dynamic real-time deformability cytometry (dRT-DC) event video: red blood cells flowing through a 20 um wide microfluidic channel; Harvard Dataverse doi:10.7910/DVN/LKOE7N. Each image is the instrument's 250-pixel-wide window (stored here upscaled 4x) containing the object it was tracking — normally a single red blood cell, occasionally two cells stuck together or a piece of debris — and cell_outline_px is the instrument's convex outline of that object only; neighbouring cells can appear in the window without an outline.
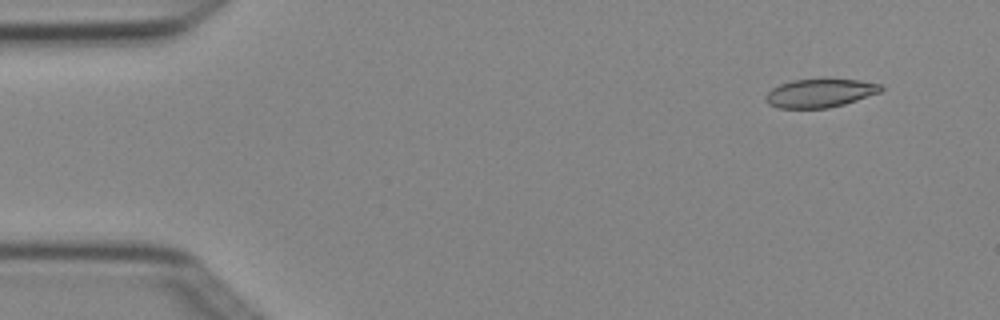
{"species": "Egyptian fruit bat (a non-hibernating species)", "species_latin": "Rousettus aegyptiacus", "temperature_condition": "cold", "stored_images_in_passage": 5, "camera_frame_rate_fps": 3000, "um_per_image_px": 0.085, "animal": {"sex": "female"}, "frame": {"image": 1, "passage_image": 2, "time_ms": 0.333, "image_size_px": [1000, 320], "cell_outline_px": [[884, 88], [880, 92], [844, 104], [828, 108], [780, 108], [768, 104], [764, 100], [764, 96], [772, 88], [780, 84], [792, 80], [824, 76], [860, 80], [880, 84]], "centroid_in_image_um": [69.69, 7.86], "position_along_channel_um": 15.3, "area_um2": 19.88}}
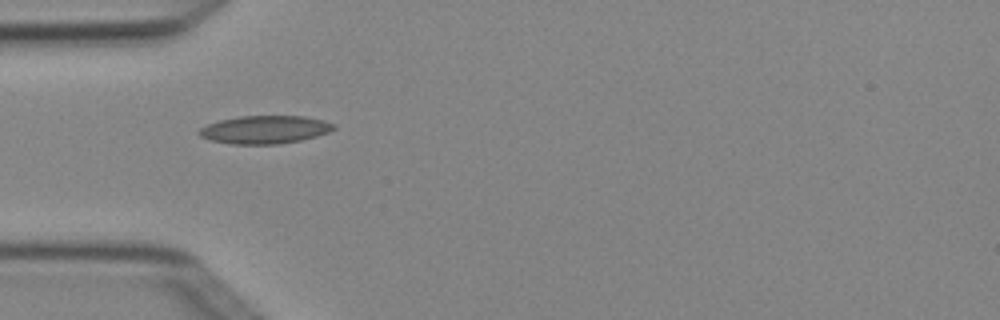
{"frame": {"image": 2, "passage_image": 5, "time_ms": 1.333, "image_size_px": [1000, 320], "cell_outline_px": [[336, 128], [328, 132], [316, 136], [300, 140], [280, 144], [232, 144], [212, 140], [200, 136], [196, 132], [200, 128], [208, 124], [220, 120], [240, 116], [304, 116], [324, 120], [336, 124]], "centroid_in_image_um": [22.53, 11.01], "position_along_channel_um": 62.5, "area_um2": 21.96}}